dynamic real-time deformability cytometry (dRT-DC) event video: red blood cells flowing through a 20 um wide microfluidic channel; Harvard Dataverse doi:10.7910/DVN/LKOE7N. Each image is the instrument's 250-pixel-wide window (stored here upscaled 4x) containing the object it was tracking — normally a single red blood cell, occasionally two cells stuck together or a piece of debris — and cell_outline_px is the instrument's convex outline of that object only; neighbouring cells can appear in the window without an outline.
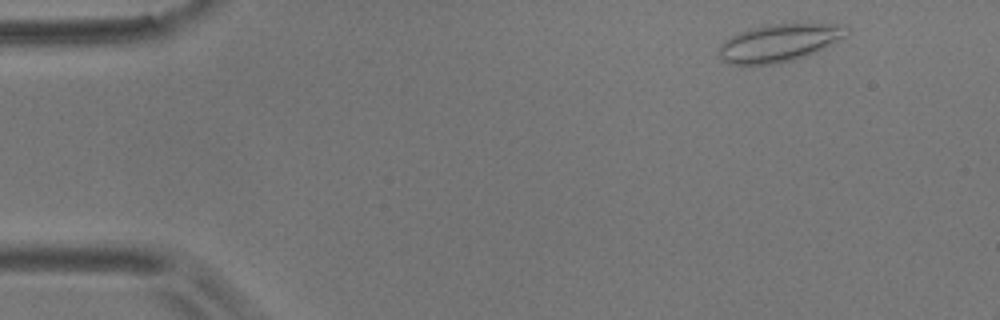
{"species": "common noctule bat (a hibernating species)", "species_latin": "Nyctalus noctula", "temperature_condition": "room temperature", "stored_images_in_passage": 3, "camera_frame_rate_fps": 3000, "um_per_image_px": 0.085, "animal": {"sex": "male", "body_mass_g": 17.9}, "frame": {"image": 1, "passage_image": 1, "time_ms": 0.0, "image_size_px": [1000, 320], "cell_outline_px": [[844, 36], [816, 52], [792, 60], [776, 64], [728, 64], [720, 60], [716, 52], [716, 48], [724, 40], [740, 32], [752, 28], [768, 24], [836, 24]], "centroid_in_image_um": [66.03, 3.67], "position_along_channel_um": 19.0, "area_um2": 27.34}}